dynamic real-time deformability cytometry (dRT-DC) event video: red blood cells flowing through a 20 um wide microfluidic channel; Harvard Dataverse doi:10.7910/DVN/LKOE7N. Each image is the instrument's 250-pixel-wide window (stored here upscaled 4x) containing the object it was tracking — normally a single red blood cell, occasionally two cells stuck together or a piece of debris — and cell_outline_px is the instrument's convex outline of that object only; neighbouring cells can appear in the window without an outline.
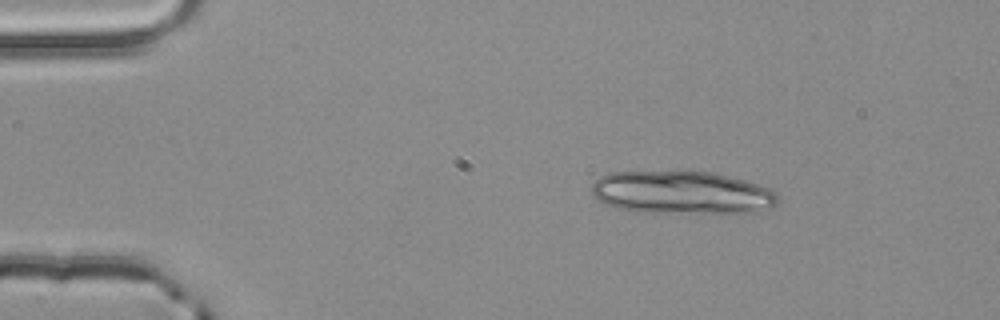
{"species": "common noctule bat (a hibernating species)", "species_latin": "Nyctalus noctula", "temperature_condition": "room temperature", "stored_images_in_passage": 2, "camera_frame_rate_fps": 3000, "um_per_image_px": 0.085, "animal": {"sex": "male", "body_mass_g": 20.4}, "frame": {"image": 1, "passage_image": 1, "time_ms": 0.0, "image_size_px": [1000, 320], "cell_outline_px": [[776, 204], [768, 208], [756, 212], [636, 212], [616, 208], [592, 196], [592, 184], [600, 176], [608, 172], [680, 168], [712, 172], [744, 180], [772, 188], [776, 192]], "centroid_in_image_um": [57.9, 16.31], "position_along_channel_um": 27.1, "area_um2": 47.69}}